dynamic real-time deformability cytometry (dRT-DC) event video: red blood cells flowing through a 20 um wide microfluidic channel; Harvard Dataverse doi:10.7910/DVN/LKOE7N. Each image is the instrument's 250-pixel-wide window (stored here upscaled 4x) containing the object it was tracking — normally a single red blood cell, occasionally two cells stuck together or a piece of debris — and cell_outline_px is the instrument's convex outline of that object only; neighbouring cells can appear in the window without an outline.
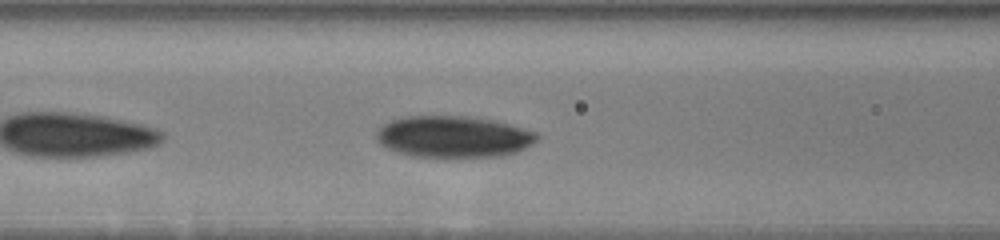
{"species": "human", "species_latin": "Homo sapiens", "temperature_condition": "warm", "stored_images_in_passage": 36, "camera_frame_rate_fps": 3000, "um_per_image_px": 0.085, "donor": {"sex": "male"}, "frame": {"image": 1, "passage_image": 7, "time_ms": 2.0, "image_size_px": [1000, 240], "cell_outline_px": [[540, 136], [532, 144], [516, 152], [496, 156], [408, 156], [396, 152], [380, 144], [376, 136], [376, 132], [384, 124], [392, 120], [404, 116], [468, 116], [492, 120], [508, 124], [536, 132]], "centroid_in_image_um": [38.52, 11.61], "position_along_channel_um": 128.1, "area_um2": 38.49}}
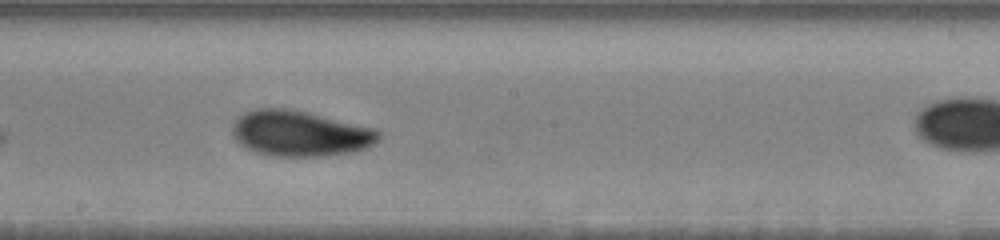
{"frame": {"image": 2, "passage_image": 16, "time_ms": 4.667, "image_size_px": [1000, 240], "cell_outline_px": [[380, 140], [368, 148], [356, 152], [320, 156], [272, 156], [256, 152], [244, 148], [232, 136], [232, 124], [244, 112], [256, 108], [292, 108], [376, 128], [380, 132]], "centroid_in_image_um": [25.52, 11.34], "position_along_channel_um": 222.7, "area_um2": 39.54}}
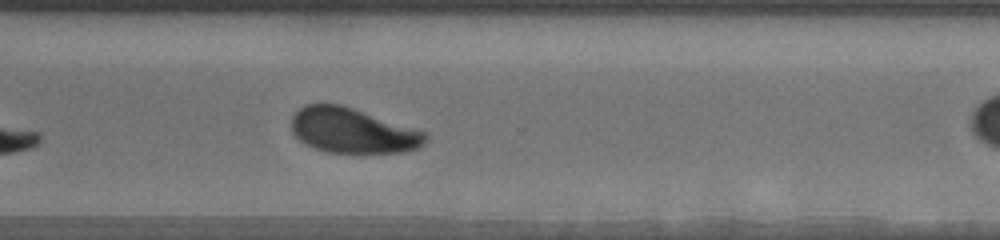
{"frame": {"image": 3, "passage_image": 26, "time_ms": 8.0, "image_size_px": [1000, 240], "cell_outline_px": [[428, 136], [424, 144], [420, 148], [404, 152], [328, 152], [304, 144], [292, 132], [292, 116], [304, 104], [340, 104], [428, 132]], "centroid_in_image_um": [30.0, 11.1], "position_along_channel_um": 340.6, "area_um2": 35.08}, "authors_computed_cell_mechanics": {"area_um2": 38.3214, "velocity_mm_per_s": 3.5475, "shape_relaxation_time_tau1_ms": 3.8817, "shape_relaxation_time_tau2_ms": 2.0797, "deformation_change_tau1": 0.1313, "deformation_change_tau2": 0.0636}}